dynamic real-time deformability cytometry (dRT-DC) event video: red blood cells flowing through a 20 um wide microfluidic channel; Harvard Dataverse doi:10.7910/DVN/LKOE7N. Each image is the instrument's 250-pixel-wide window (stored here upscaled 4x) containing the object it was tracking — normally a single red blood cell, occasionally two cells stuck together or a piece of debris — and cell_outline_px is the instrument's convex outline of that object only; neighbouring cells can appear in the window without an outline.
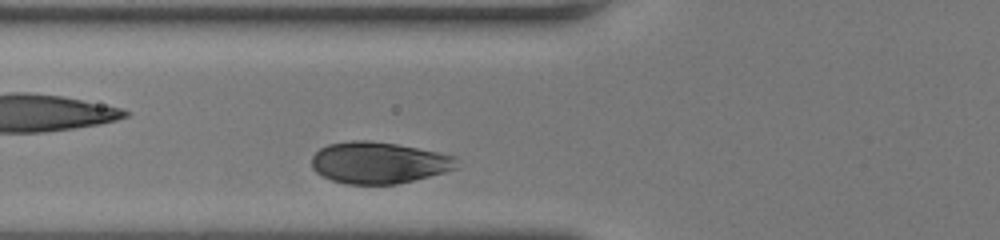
{"species": "human", "species_latin": "Homo sapiens", "temperature_condition": "room temperature", "stored_images_in_passage": 33, "camera_frame_rate_fps": 3000, "um_per_image_px": 0.085, "donor": {"sex": "female"}, "frame": {"image": 1, "passage_image": 3, "time_ms": 0.667, "image_size_px": [1000, 240], "cell_outline_px": [[456, 168], [444, 172], [396, 184], [348, 184], [332, 180], [316, 172], [312, 168], [312, 156], [320, 148], [328, 144], [352, 140], [368, 140], [396, 144], [440, 152], [456, 156]], "centroid_in_image_um": [32.17, 13.82], "position_along_channel_um": 93.6, "area_um2": 34.97}}
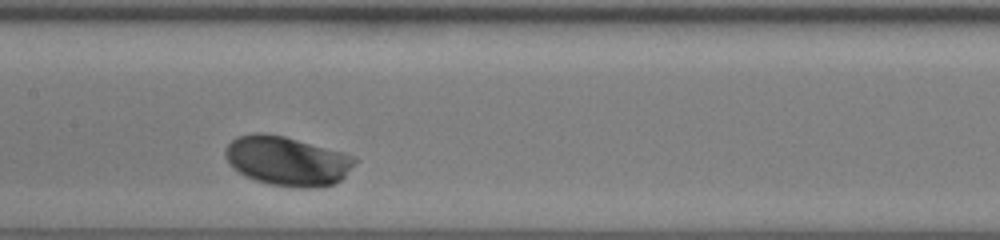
{"frame": {"image": 2, "passage_image": 10, "time_ms": 3.0, "image_size_px": [1000, 240], "cell_outline_px": [[360, 160], [340, 180], [332, 184], [312, 188], [300, 188], [268, 184], [244, 176], [232, 168], [228, 164], [224, 156], [224, 148], [236, 136], [252, 132], [264, 132], [284, 136], [356, 156]], "centroid_in_image_um": [24.37, 13.67], "position_along_channel_um": 183.0, "area_um2": 37.69}}
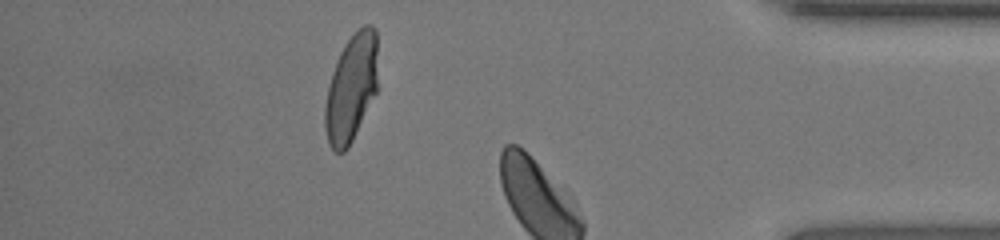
{"frame": {"image": 3, "passage_image": 27, "time_ms": 8.667, "image_size_px": [1000, 240], "cell_outline_px": [[380, 88], [348, 148], [344, 152], [336, 152], [328, 144], [324, 128], [324, 108], [328, 84], [332, 72], [340, 52], [348, 40], [364, 24], [368, 24], [376, 32]], "centroid_in_image_um": [29.89, 7.52], "position_along_channel_um": 405.3, "area_um2": 33.87}}